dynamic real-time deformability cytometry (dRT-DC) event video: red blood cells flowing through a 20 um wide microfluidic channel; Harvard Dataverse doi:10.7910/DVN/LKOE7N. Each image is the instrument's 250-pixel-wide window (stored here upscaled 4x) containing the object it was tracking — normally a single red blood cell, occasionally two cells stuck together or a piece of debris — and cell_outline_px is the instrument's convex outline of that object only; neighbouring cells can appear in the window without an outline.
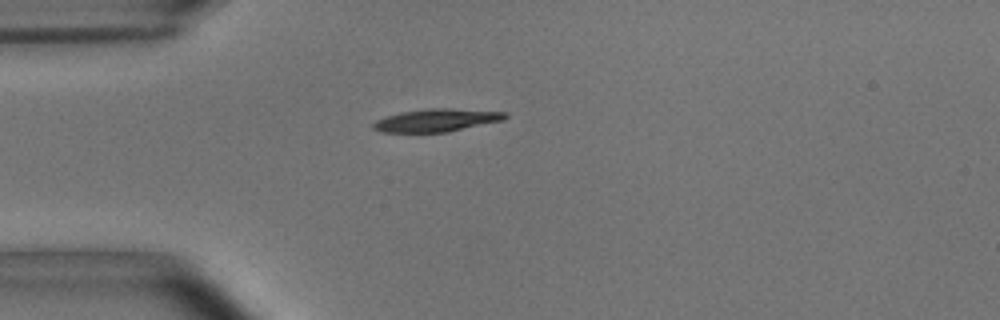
{"species": "common noctule bat (a hibernating species)", "species_latin": "Nyctalus noctula", "temperature_condition": "room temperature", "stored_images_in_passage": 3, "camera_frame_rate_fps": 3000, "um_per_image_px": 0.085, "animal": {"sex": "male", "body_mass_g": 15.6}, "frame": {"image": 1, "passage_image": 1, "time_ms": 0.0, "image_size_px": [1000, 320], "cell_outline_px": [[508, 116], [504, 120], [448, 132], [380, 132], [372, 128], [372, 124], [376, 120], [384, 116], [400, 112], [428, 108], [448, 108], [504, 112]], "centroid_in_image_um": [37.06, 10.22], "position_along_channel_um": 47.9, "area_um2": 17.57}}